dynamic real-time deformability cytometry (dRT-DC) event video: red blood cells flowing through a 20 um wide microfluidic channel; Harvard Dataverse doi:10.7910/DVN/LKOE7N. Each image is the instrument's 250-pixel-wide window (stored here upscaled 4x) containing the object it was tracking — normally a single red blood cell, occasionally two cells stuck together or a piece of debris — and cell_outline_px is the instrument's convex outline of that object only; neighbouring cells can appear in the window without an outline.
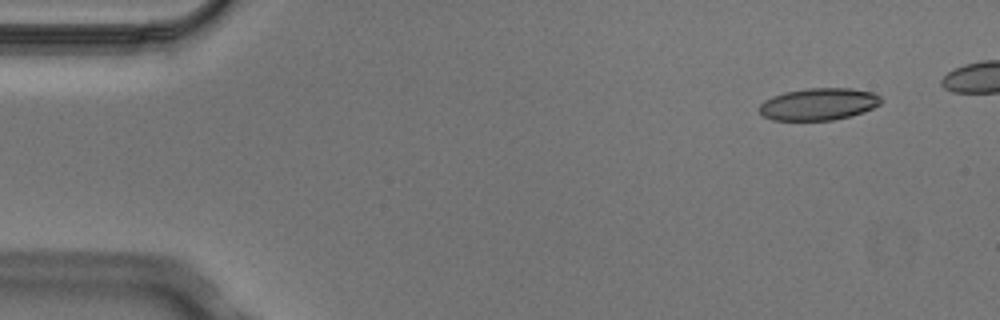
{"species": "Egyptian fruit bat (a non-hibernating species)", "species_latin": "Rousettus aegyptiacus", "temperature_condition": "cold", "stored_images_in_passage": 4, "camera_frame_rate_fps": 3000, "um_per_image_px": 0.085, "animal": {"sex": "male"}, "frame": {"image": 1, "passage_image": 1, "time_ms": 0.0, "image_size_px": [1000, 320], "cell_outline_px": [[884, 100], [880, 104], [864, 112], [852, 116], [832, 120], [772, 120], [764, 116], [760, 112], [760, 104], [764, 100], [772, 96], [784, 92], [804, 88], [852, 88], [872, 92], [880, 96]], "centroid_in_image_um": [69.6, 8.84], "position_along_channel_um": 15.4, "area_um2": 22.95}}